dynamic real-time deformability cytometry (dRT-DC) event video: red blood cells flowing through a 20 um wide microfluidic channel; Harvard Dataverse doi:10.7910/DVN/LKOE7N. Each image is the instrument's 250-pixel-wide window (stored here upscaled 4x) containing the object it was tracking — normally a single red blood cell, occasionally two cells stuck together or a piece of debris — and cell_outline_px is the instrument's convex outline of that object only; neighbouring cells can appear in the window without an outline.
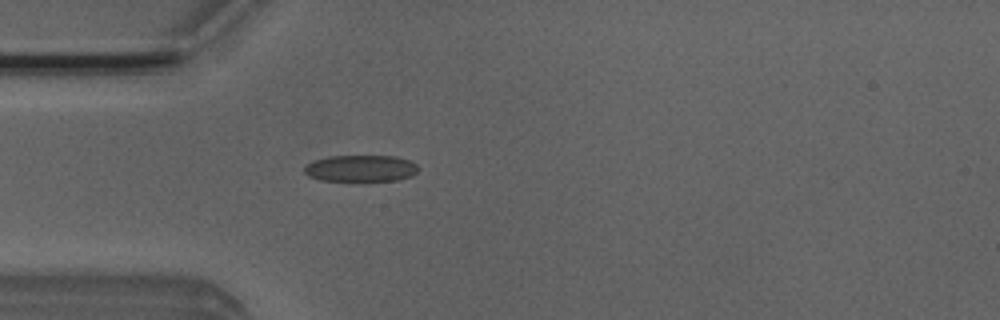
{"species": "Egyptian fruit bat (a non-hibernating species)", "species_latin": "Rousettus aegyptiacus", "temperature_condition": "room temperature", "stored_images_in_passage": 3, "camera_frame_rate_fps": 3000, "um_per_image_px": 0.085, "animal": {"sex": "male"}, "frame": {"image": 1, "passage_image": 3, "time_ms": 0.667, "image_size_px": [1000, 320], "cell_outline_px": [[420, 168], [412, 176], [396, 180], [320, 180], [308, 176], [304, 172], [304, 168], [312, 160], [328, 156], [396, 156], [408, 160], [416, 164]], "centroid_in_image_um": [30.66, 14.3], "position_along_channel_um": 54.3, "area_um2": 17.57}}